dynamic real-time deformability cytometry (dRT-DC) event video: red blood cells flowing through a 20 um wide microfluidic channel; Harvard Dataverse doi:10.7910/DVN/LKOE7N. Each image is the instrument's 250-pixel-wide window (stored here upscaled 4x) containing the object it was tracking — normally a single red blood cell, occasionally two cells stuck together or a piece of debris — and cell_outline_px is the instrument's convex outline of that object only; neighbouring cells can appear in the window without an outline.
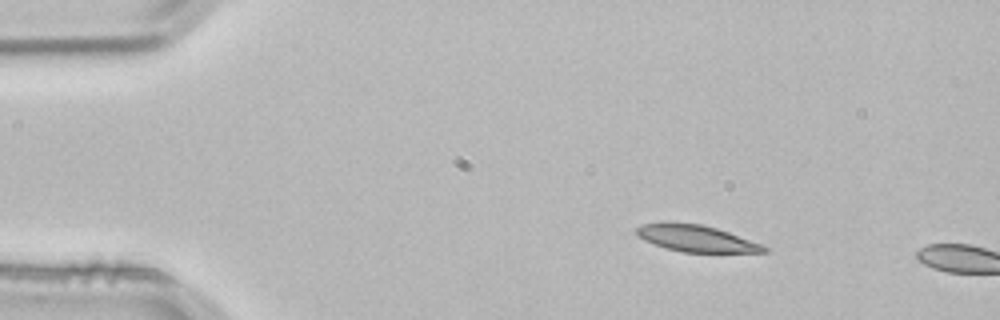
{"species": "common noctule bat (a hibernating species)", "species_latin": "Nyctalus noctula", "temperature_condition": "room temperature", "stored_images_in_passage": 2, "camera_frame_rate_fps": 3000, "um_per_image_px": 0.085, "animal": {"sex": "male", "body_mass_g": 21.5, "forearm_length_mm": 52.0}, "frame": {"image": 1, "passage_image": 1, "time_ms": 0.0, "image_size_px": [1000, 320], "cell_outline_px": [[768, 252], [684, 252], [668, 248], [644, 240], [636, 232], [636, 228], [640, 224], [664, 220], [672, 220], [700, 224], [716, 228], [764, 244], [768, 248]], "centroid_in_image_um": [59.16, 20.22], "position_along_channel_um": 25.8, "area_um2": 20.06}}